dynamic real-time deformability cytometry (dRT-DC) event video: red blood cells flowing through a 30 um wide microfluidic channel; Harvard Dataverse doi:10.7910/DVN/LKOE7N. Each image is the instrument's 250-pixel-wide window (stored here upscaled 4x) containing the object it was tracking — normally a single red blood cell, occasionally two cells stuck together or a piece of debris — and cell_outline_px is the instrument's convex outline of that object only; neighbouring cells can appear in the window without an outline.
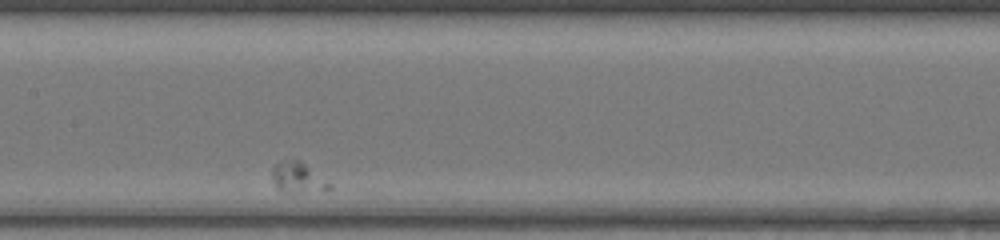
{"species": "common noctule bat (a hibernating species)", "species_latin": "Nyctalus noctula", "temperature_condition": "warm", "stored_images_in_passage": 25, "camera_frame_rate_fps": 3000, "um_per_image_px": 0.085, "animal": {"sex": "female", "body_mass_g": 17.0, "forearm_length_mm": 48.0}, "frame": {"image": 1, "passage_image": 11, "time_ms": 3.333, "image_size_px": [1000, 240], "cell_outline_px": [[332, 188], [328, 192], [284, 192], [276, 188], [272, 180], [272, 168], [276, 164], [284, 160], [300, 160], [332, 184]], "centroid_in_image_um": [25.36, 15.13], "position_along_channel_um": 182.0, "area_um2": 10.4}}
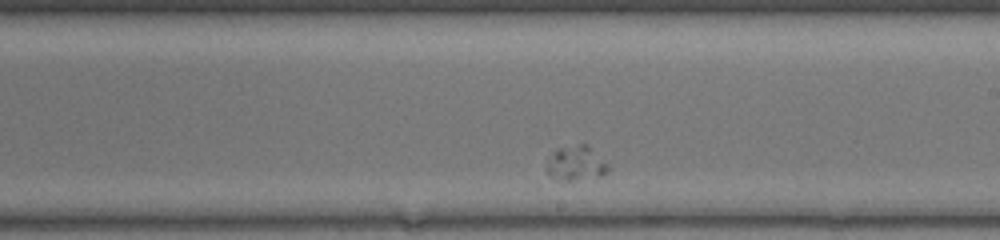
{"frame": {"image": 2, "passage_image": 16, "time_ms": 5.0, "image_size_px": [1000, 240], "cell_outline_px": [[612, 168], [604, 176], [572, 180], [556, 180], [548, 176], [544, 168], [552, 152], [556, 148], [580, 144], [588, 144]], "centroid_in_image_um": [48.95, 13.89], "position_along_channel_um": 240.1, "area_um2": 12.89}}